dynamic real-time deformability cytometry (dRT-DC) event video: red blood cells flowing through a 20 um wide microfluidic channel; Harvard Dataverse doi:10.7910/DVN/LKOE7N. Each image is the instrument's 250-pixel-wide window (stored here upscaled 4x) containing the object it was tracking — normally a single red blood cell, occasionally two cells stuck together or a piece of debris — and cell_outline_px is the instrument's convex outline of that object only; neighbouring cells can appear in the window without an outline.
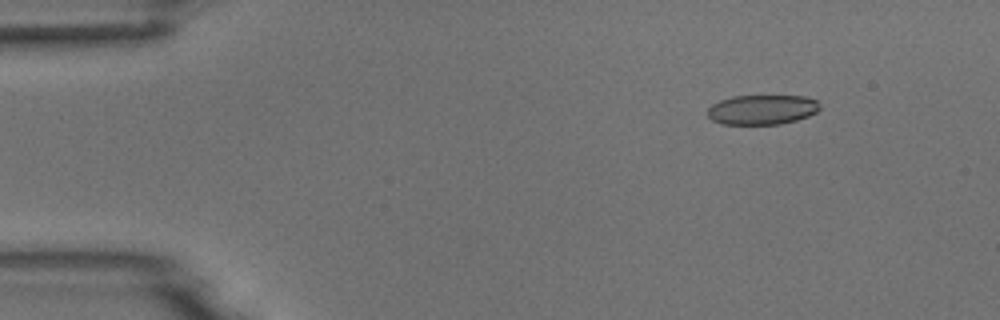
{"species": "common noctule bat (a hibernating species)", "species_latin": "Nyctalus noctula", "temperature_condition": "room temperature", "stored_images_in_passage": 9, "camera_frame_rate_fps": 3000, "um_per_image_px": 0.085, "animal": {"sex": "male", "body_mass_g": 18.8}, "frame": {"image": 1, "passage_image": 2, "time_ms": 0.333, "image_size_px": [1000, 320], "cell_outline_px": [[820, 108], [816, 112], [808, 116], [796, 120], [780, 124], [724, 124], [712, 120], [708, 116], [708, 108], [712, 104], [720, 100], [732, 96], [804, 96], [816, 100], [820, 104]], "centroid_in_image_um": [64.78, 9.31], "position_along_channel_um": 20.2, "area_um2": 19.42}}